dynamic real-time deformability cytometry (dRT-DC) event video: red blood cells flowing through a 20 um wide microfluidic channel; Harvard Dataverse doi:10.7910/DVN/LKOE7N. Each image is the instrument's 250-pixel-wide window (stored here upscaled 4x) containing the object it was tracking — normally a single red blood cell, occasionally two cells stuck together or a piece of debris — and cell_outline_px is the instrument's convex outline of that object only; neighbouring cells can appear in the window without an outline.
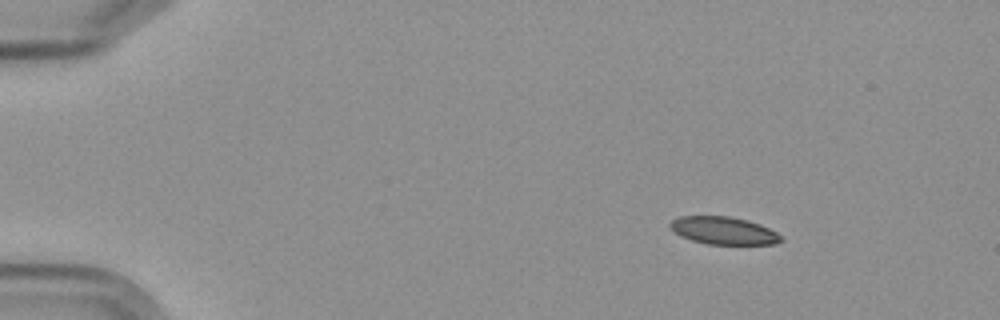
{"species": "Egyptian fruit bat (a non-hibernating species)", "species_latin": "Rousettus aegyptiacus", "temperature_condition": "cold", "stored_images_in_passage": 4, "camera_frame_rate_fps": 3000, "um_per_image_px": 0.085, "frame": {"image": 1, "passage_image": 1, "time_ms": 0.0, "image_size_px": [1000, 320], "cell_outline_px": [[784, 240], [776, 244], [704, 244], [680, 236], [668, 224], [672, 220], [680, 216], [728, 216], [748, 220], [760, 224], [776, 232]], "centroid_in_image_um": [61.51, 19.6], "position_along_channel_um": 23.5, "area_um2": 17.8}}
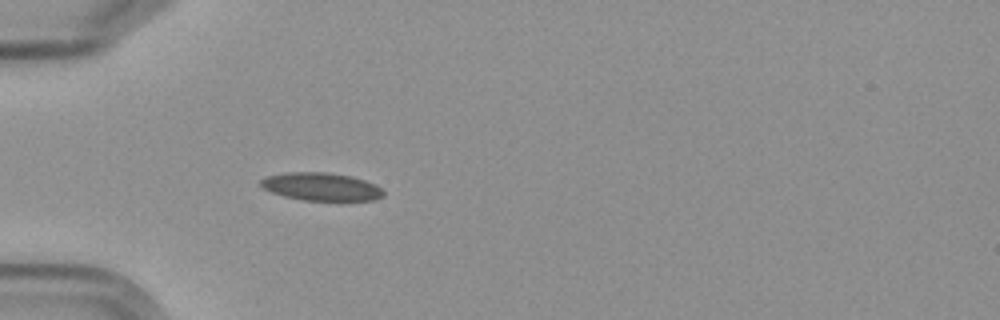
{"frame": {"image": 2, "passage_image": 4, "time_ms": 3.333, "image_size_px": [1000, 320], "cell_outline_px": [[384, 196], [376, 200], [304, 200], [284, 196], [272, 192], [264, 188], [260, 184], [260, 180], [264, 176], [284, 172], [328, 172], [352, 176], [376, 184], [384, 192]], "centroid_in_image_um": [27.3, 15.85], "position_along_channel_um": 57.7, "area_um2": 20.06}}